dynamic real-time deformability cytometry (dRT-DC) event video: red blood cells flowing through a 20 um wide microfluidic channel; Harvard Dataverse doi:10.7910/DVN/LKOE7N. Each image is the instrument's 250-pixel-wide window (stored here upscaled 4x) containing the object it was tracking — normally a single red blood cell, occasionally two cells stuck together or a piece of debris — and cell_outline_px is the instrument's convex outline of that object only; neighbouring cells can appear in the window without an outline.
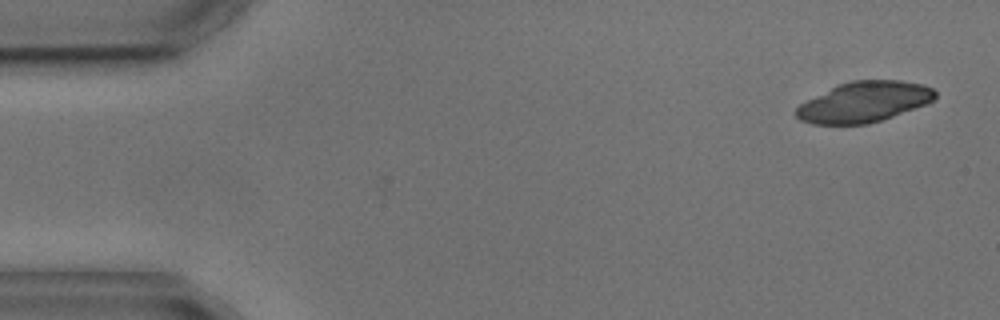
{"species": "common noctule bat (a hibernating species)", "species_latin": "Nyctalus noctula", "temperature_condition": "cold", "stored_images_in_passage": 4, "camera_frame_rate_fps": 3000, "um_per_image_px": 0.085, "animal": {"sex": "male", "body_mass_g": 17.9, "forearm_length_mm": 54.2}, "frame": {"image": 1, "passage_image": 1, "time_ms": 0.0, "image_size_px": [1000, 320], "cell_outline_px": [[936, 96], [928, 104], [868, 124], [812, 124], [800, 120], [792, 112], [800, 104], [840, 84], [852, 80], [900, 80], [924, 84], [932, 88], [936, 92]], "centroid_in_image_um": [73.46, 8.67], "position_along_channel_um": 11.5, "area_um2": 32.6}}